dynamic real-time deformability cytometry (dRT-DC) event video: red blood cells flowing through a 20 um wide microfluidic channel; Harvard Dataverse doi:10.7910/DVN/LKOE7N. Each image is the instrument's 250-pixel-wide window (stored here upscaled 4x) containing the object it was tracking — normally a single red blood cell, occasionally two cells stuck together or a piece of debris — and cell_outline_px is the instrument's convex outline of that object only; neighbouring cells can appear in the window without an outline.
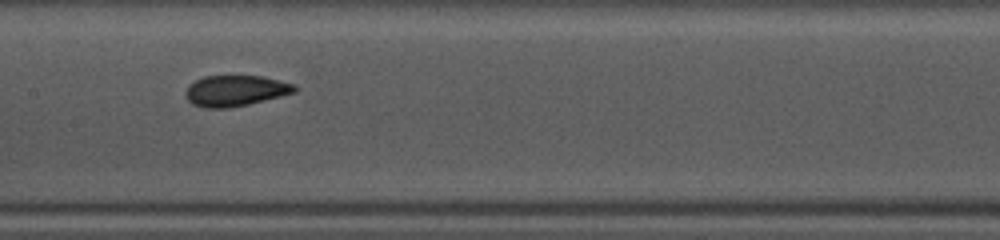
{"species": "common noctule bat (a hibernating species)", "species_latin": "Nyctalus noctula", "temperature_condition": "warm", "stored_images_in_passage": 14, "camera_frame_rate_fps": 3000, "um_per_image_px": 0.085, "animal": {"sex": "female", "body_mass_g": 10.0, "forearm_length_mm": 53.1}, "frame": {"image": 1, "passage_image": 12, "time_ms": 3.667, "image_size_px": [1000, 240], "cell_outline_px": [[296, 92], [248, 104], [228, 108], [204, 108], [192, 104], [188, 100], [184, 92], [188, 84], [204, 76], [264, 76], [296, 84]], "centroid_in_image_um": [19.99, 7.71], "position_along_channel_um": 187.4, "area_um2": 19.71}}